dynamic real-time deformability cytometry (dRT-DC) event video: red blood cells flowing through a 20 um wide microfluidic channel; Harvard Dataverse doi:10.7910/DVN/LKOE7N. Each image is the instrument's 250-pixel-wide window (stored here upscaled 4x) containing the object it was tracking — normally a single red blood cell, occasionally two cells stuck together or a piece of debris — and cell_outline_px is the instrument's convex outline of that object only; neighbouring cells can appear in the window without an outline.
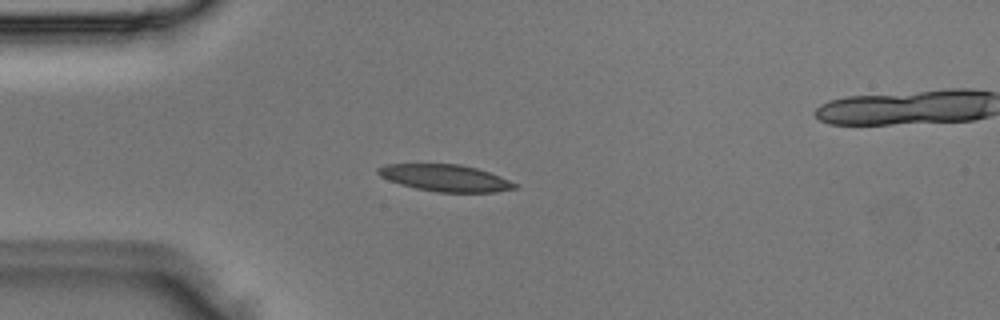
{"species": "Egyptian fruit bat (a non-hibernating species)", "species_latin": "Rousettus aegyptiacus", "temperature_condition": "room temperature", "stored_images_in_passage": 3, "camera_frame_rate_fps": 3000, "um_per_image_px": 0.085, "animal": {"sex": "male"}, "frame": {"image": 1, "passage_image": 2, "time_ms": 0.333, "image_size_px": [1000, 320], "cell_outline_px": [[520, 184], [516, 188], [496, 192], [436, 192], [416, 188], [400, 184], [388, 180], [380, 176], [376, 172], [376, 168], [384, 164], [460, 164], [476, 168], [500, 176]], "centroid_in_image_um": [37.84, 15.12], "position_along_channel_um": 47.2, "area_um2": 21.44}}